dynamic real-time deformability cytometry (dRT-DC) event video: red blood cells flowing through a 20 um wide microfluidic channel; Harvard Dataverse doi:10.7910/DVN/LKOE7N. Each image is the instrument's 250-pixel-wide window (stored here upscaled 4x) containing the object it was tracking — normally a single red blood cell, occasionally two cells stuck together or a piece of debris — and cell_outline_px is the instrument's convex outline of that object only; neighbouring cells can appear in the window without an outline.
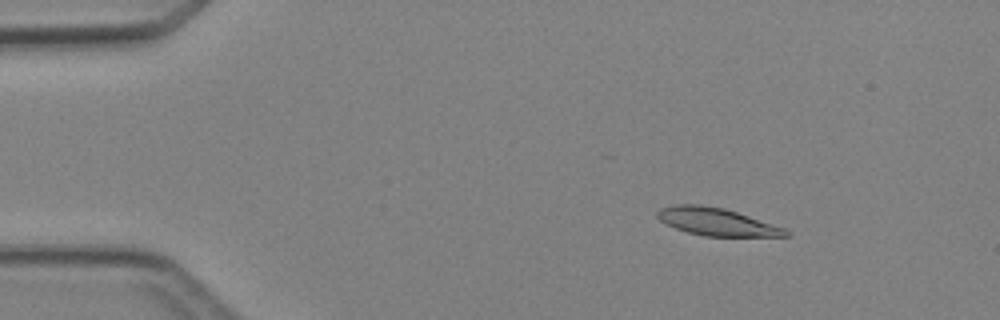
{"species": "Egyptian fruit bat (a non-hibernating species)", "species_latin": "Rousettus aegyptiacus", "temperature_condition": "cold", "stored_images_in_passage": 3, "camera_frame_rate_fps": 3000, "um_per_image_px": 0.085, "animal": {"sex": "female"}, "frame": {"image": 1, "passage_image": 1, "time_ms": 0.0, "image_size_px": [1000, 320], "cell_outline_px": [[788, 236], [704, 236], [688, 232], [676, 228], [660, 220], [656, 216], [656, 212], [660, 208], [676, 204], [700, 204], [724, 208], [784, 228], [788, 232]], "centroid_in_image_um": [60.86, 18.84], "position_along_channel_um": 24.1, "area_um2": 20.29}}
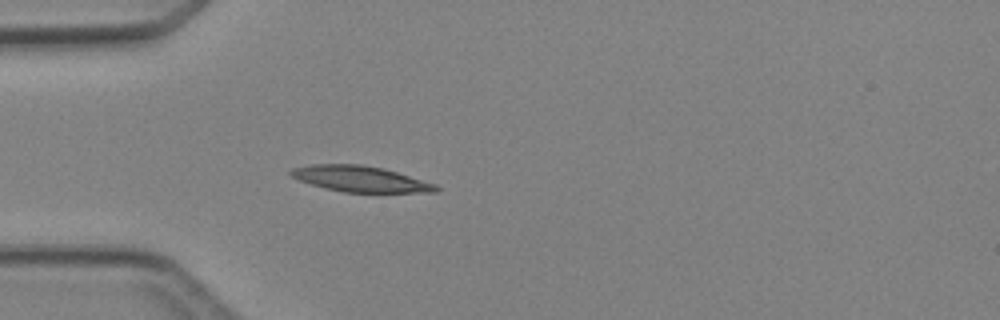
{"frame": {"image": 2, "passage_image": 3, "time_ms": 2.333, "image_size_px": [1000, 320], "cell_outline_px": [[440, 188], [436, 192], [344, 192], [312, 184], [300, 180], [292, 176], [288, 172], [292, 168], [312, 164], [360, 164], [384, 168], [436, 184]], "centroid_in_image_um": [30.65, 15.2], "position_along_channel_um": 54.4, "area_um2": 21.62}}